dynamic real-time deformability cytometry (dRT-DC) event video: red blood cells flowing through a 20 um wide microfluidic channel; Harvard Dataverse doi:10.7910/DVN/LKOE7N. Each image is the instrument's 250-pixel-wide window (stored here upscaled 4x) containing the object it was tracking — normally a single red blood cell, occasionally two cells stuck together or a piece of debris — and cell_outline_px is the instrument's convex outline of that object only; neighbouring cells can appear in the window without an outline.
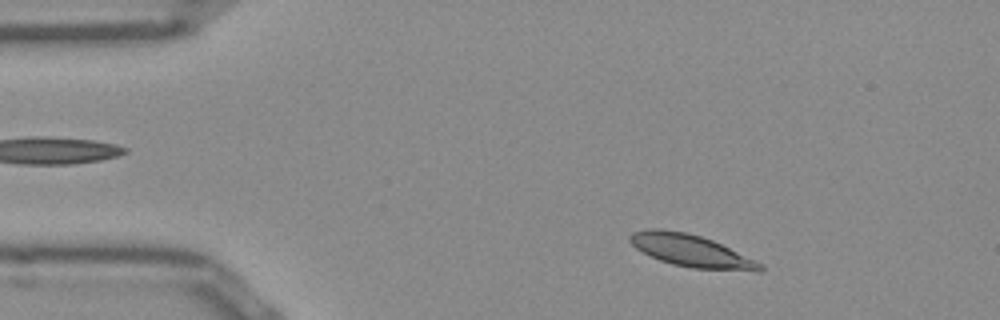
{"species": "Egyptian fruit bat (a non-hibernating species)", "species_latin": "Rousettus aegyptiacus", "temperature_condition": "room temperature", "stored_images_in_passage": 49, "camera_frame_rate_fps": 3000, "um_per_image_px": 0.085, "frame": {"image": 1, "passage_image": 5, "time_ms": 1.333, "image_size_px": [1000, 320], "cell_outline_px": [[764, 272], [756, 272], [692, 268], [672, 264], [660, 260], [636, 248], [628, 240], [628, 236], [632, 232], [648, 228], [660, 228], [684, 232], [700, 236], [712, 240], [764, 264]], "centroid_in_image_um": [58.77, 21.33], "position_along_channel_um": 26.2, "area_um2": 24.51}}
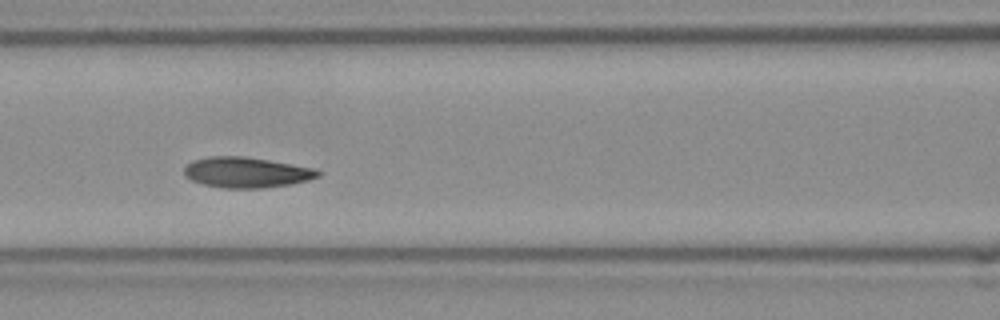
{"frame": {"image": 2, "passage_image": 19, "time_ms": 6.0, "image_size_px": [1000, 320], "cell_outline_px": [[324, 172], [320, 176], [308, 180], [292, 184], [264, 188], [220, 188], [204, 184], [192, 180], [184, 176], [184, 168], [192, 160], [208, 156], [244, 156], [316, 168]], "centroid_in_image_um": [20.97, 14.65], "position_along_channel_um": 145.6, "area_um2": 24.04}}
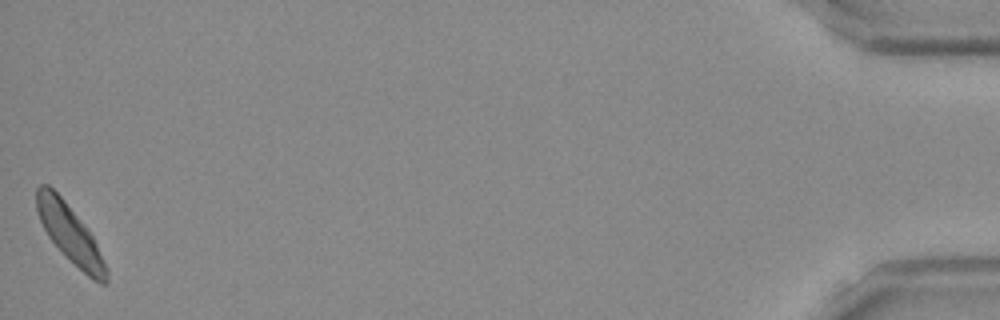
{"frame": {"image": 3, "passage_image": 49, "time_ms": 16.0, "image_size_px": [1000, 320], "cell_outline_px": [[108, 284], [100, 284], [92, 280], [48, 236], [40, 220], [36, 208], [36, 188], [40, 184], [48, 184], [64, 200], [92, 236], [108, 268]], "centroid_in_image_um": [5.96, 19.87], "position_along_channel_um": 429.2, "area_um2": 22.66}, "authors_computed_cell_mechanics": {"area_um2": 23.5246, "velocity_mm_per_s": 3.8454, "shape_relaxation_time_tau1_ms": 2.359, "shape_relaxation_time_tau2_ms": 2.1752, "deformation_change_tau1": 0.0891, "deformation_change_tau2": 0.0639}}